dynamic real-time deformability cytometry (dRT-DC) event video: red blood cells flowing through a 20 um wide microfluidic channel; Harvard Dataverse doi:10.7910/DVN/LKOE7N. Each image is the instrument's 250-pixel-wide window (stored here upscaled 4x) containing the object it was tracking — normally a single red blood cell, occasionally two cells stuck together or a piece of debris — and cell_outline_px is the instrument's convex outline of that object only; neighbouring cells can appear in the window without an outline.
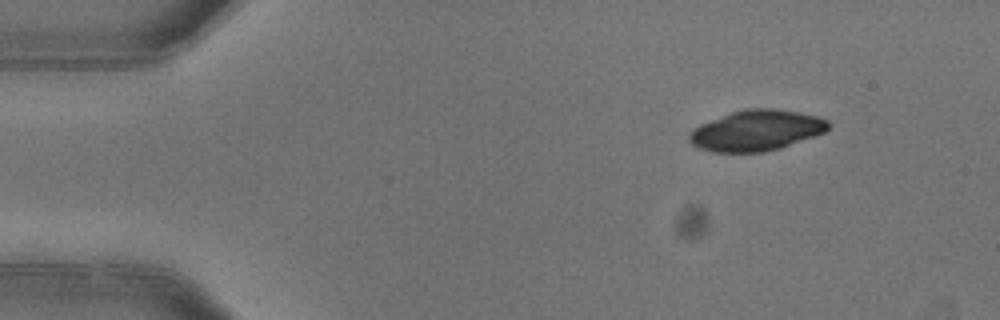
{"species": "common noctule bat (a hibernating species)", "species_latin": "Nyctalus noctula", "temperature_condition": "warm", "stored_images_in_passage": 4, "segment_of_instrument_passage": [2, 2], "camera_frame_rate_fps": 3000, "um_per_image_px": 0.085, "animal": {"sex": "female"}, "frame": {"image": 1, "passage_image": 4, "time_ms": 1.0, "image_size_px": [1000, 320], "cell_outline_px": [[828, 128], [824, 132], [780, 148], [764, 152], [712, 152], [696, 148], [688, 140], [688, 132], [692, 128], [700, 124], [732, 112], [744, 108], [772, 108], [796, 112], [816, 116], [828, 120]], "centroid_in_image_um": [64.22, 11.1], "position_along_channel_um": 20.8, "area_um2": 32.89}}